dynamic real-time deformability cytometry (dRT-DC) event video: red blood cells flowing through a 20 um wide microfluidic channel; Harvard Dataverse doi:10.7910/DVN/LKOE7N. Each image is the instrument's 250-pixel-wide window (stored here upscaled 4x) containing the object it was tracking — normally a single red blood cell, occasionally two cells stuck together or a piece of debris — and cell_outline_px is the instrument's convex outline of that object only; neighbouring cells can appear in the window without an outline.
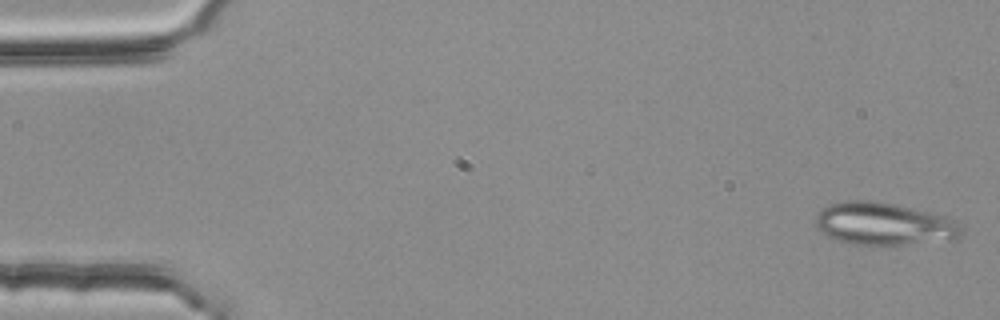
{"species": "common noctule bat (a hibernating species)", "species_latin": "Nyctalus noctula", "temperature_condition": "room temperature", "stored_images_in_passage": 53, "camera_frame_rate_fps": 3000, "um_per_image_px": 0.085, "animal": {"sex": "female", "body_mass_g": 25.1}, "frame": {"image": 1, "passage_image": 1, "time_ms": 0.0, "image_size_px": [1000, 320], "cell_outline_px": [[964, 232], [960, 240], [904, 244], [852, 244], [828, 236], [820, 232], [816, 228], [816, 216], [828, 204], [844, 200], [872, 200], [896, 204], [944, 216], [956, 220], [964, 224]], "centroid_in_image_um": [75.22, 19.03], "position_along_channel_um": 9.8, "area_um2": 36.59}}
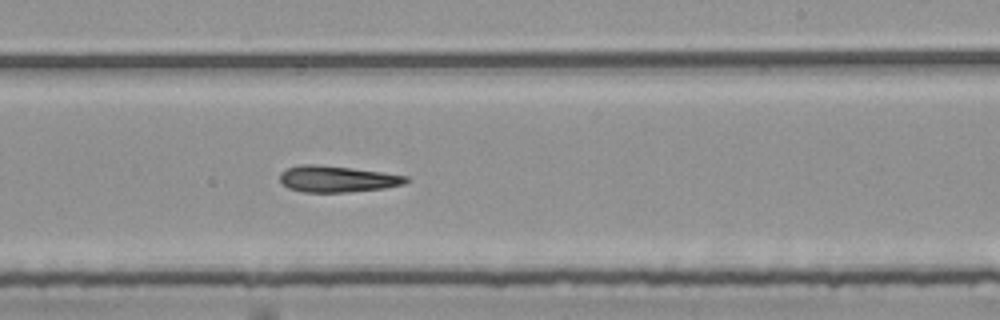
{"frame": {"image": 2, "passage_image": 32, "time_ms": 10.333, "image_size_px": [1000, 320], "cell_outline_px": [[412, 180], [404, 184], [384, 188], [348, 192], [304, 192], [288, 188], [280, 180], [280, 172], [288, 168], [300, 164], [316, 164], [352, 168], [384, 172], [408, 176]], "centroid_in_image_um": [28.7, 15.21], "position_along_channel_um": 260.3, "area_um2": 19.48}}
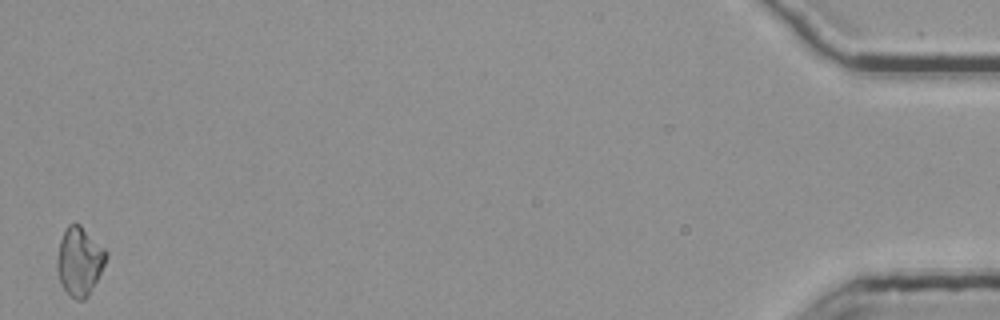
{"frame": {"image": 3, "passage_image": 53, "time_ms": 17.333, "image_size_px": [1000, 320], "cell_outline_px": [[108, 256], [88, 296], [84, 300], [76, 300], [60, 284], [56, 272], [56, 260], [60, 240], [68, 224], [80, 224], [108, 252]], "centroid_in_image_um": [6.73, 22.2], "position_along_channel_um": 428.5, "area_um2": 19.42}, "authors_computed_cell_mechanics": {"area_um2": 19.7676, "velocity_mm_per_s": 3.7716, "shape_relaxation_time_tau1_ms": 10.0472, "shape_relaxation_time_tau2_ms": null, "deformation_change_tau1": 0.2388, "deformation_change_tau2": null}}